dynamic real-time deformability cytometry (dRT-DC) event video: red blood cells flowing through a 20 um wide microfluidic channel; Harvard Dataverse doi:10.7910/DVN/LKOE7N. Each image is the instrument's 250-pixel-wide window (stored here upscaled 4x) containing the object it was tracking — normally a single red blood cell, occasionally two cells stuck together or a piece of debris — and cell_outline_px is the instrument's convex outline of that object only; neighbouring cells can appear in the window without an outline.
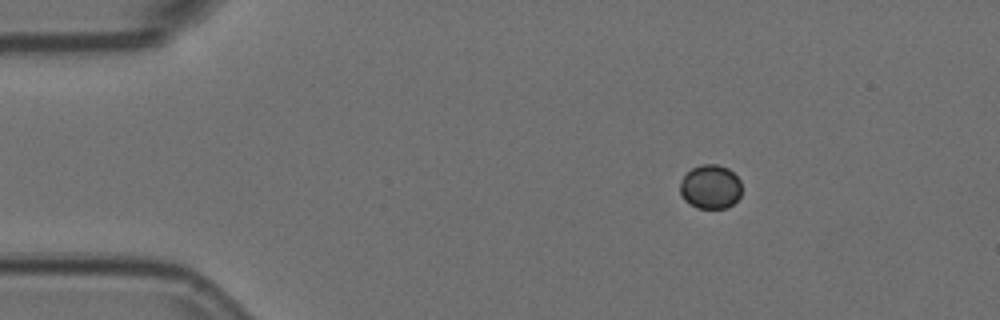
{"species": "Egyptian fruit bat (a non-hibernating species)", "species_latin": "Rousettus aegyptiacus", "temperature_condition": "room temperature", "stored_images_in_passage": 2, "camera_frame_rate_fps": 3000, "um_per_image_px": 0.085, "animal": {"sex": "female"}, "frame": {"image": 1, "passage_image": 2, "time_ms": 0.333, "image_size_px": [1000, 320], "cell_outline_px": [[740, 196], [732, 204], [724, 208], [696, 208], [684, 200], [680, 192], [680, 180], [692, 168], [700, 164], [716, 164], [728, 168], [740, 180]], "centroid_in_image_um": [60.36, 15.87], "position_along_channel_um": 24.6, "area_um2": 15.78}}